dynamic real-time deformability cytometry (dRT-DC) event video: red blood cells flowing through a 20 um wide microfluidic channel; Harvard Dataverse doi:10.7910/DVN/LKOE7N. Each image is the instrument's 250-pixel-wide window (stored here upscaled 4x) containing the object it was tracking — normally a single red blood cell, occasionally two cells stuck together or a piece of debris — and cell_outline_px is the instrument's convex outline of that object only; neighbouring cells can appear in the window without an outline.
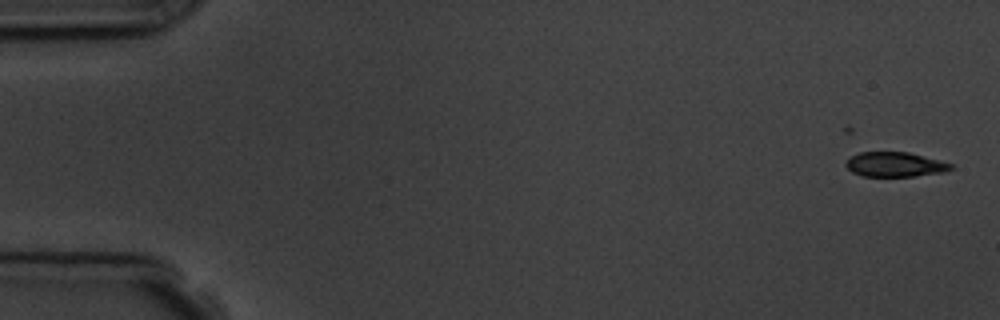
{"species": "common noctule bat (a hibernating species)", "species_latin": "Nyctalus noctula", "temperature_condition": "room temperature", "stored_images_in_passage": 4, "camera_frame_rate_fps": 3000, "um_per_image_px": 0.085, "animal": {"sex": "male", "body_mass_g": 19.5, "forearm_length_mm": 54.6}, "frame": {"image": 1, "passage_image": 2, "time_ms": 1.333, "image_size_px": [1000, 320], "cell_outline_px": [[956, 168], [944, 172], [916, 176], [864, 176], [852, 172], [844, 164], [852, 156], [860, 152], [908, 152], [952, 164]], "centroid_in_image_um": [76.09, 13.98], "position_along_channel_um": 8.9, "area_um2": 14.97}}